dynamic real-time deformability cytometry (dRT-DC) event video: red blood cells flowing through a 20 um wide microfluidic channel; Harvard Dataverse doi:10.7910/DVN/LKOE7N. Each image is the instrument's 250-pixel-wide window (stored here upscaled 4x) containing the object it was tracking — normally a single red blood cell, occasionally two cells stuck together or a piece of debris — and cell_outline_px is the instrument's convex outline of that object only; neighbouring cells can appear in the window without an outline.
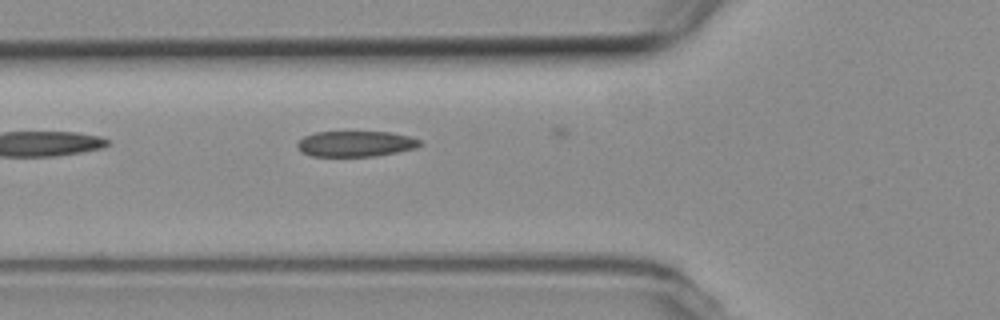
{"species": "common noctule bat (a hibernating species)", "species_latin": "Nyctalus noctula", "temperature_condition": "room temperature", "stored_images_in_passage": 6, "camera_frame_rate_fps": 3000, "um_per_image_px": 0.085, "animal": {"sex": "female", "body_mass_g": 19.3, "forearm_length_mm": 54.1}, "frame": {"image": 1, "passage_image": 2, "time_ms": 0.333, "image_size_px": [1000, 320], "cell_outline_px": [[424, 144], [416, 148], [376, 156], [312, 156], [300, 152], [296, 148], [296, 144], [304, 136], [316, 132], [388, 132], [412, 136], [420, 140]], "centroid_in_image_um": [30.24, 12.22], "position_along_channel_um": 95.6, "area_um2": 18.5}}